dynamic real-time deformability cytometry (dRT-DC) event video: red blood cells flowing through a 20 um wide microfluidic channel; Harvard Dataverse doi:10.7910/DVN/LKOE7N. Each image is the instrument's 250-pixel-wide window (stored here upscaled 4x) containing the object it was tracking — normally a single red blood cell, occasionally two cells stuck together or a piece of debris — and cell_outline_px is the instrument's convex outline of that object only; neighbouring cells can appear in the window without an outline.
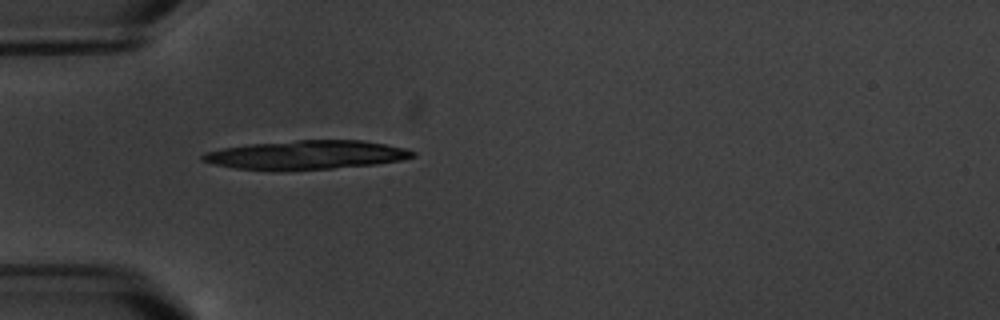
{"species": "common noctule bat (a hibernating species)", "species_latin": "Nyctalus noctula", "temperature_condition": "warm", "stored_images_in_passage": 1, "camera_frame_rate_fps": 3000, "um_per_image_px": 0.085, "animal": {"sex": "male", "body_mass_g": 20.1, "forearm_length_mm": 53.5}, "frame": {"image": 1, "passage_image": 1, "time_ms": 0.0, "image_size_px": [1000, 320], "cell_outline_px": [[416, 156], [400, 160], [376, 164], [332, 168], [236, 168], [212, 164], [200, 160], [200, 156], [204, 152], [224, 148], [248, 144], [296, 140], [360, 140], [384, 144], [404, 148], [416, 152]], "centroid_in_image_um": [26.05, 13.13], "position_along_channel_um": 58.9, "area_um2": 34.33}}